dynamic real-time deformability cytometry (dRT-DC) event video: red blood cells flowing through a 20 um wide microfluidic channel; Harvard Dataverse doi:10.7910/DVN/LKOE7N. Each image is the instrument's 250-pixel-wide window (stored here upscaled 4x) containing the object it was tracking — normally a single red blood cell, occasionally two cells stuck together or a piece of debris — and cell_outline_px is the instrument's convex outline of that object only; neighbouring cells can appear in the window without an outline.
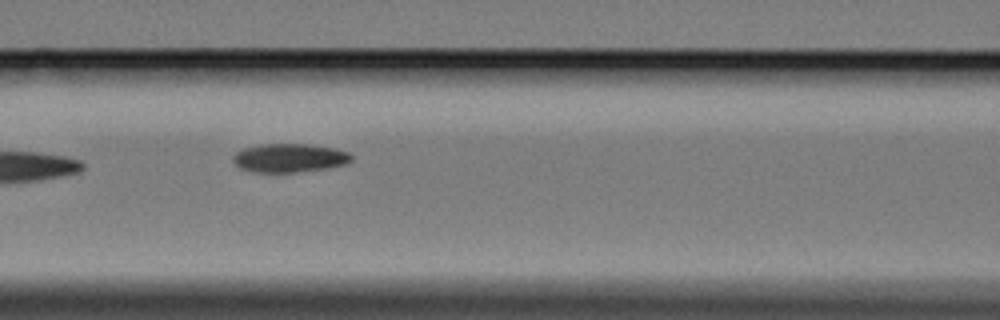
{"species": "Egyptian fruit bat (a non-hibernating species)", "species_latin": "Rousettus aegyptiacus", "temperature_condition": "cold", "stored_images_in_passage": 6, "camera_frame_rate_fps": 3000, "um_per_image_px": 0.085, "animal": {"sex": "female"}, "frame": {"image": 1, "passage_image": 4, "time_ms": 4.333, "image_size_px": [1000, 320], "cell_outline_px": [[352, 160], [348, 164], [328, 168], [296, 172], [252, 172], [240, 168], [232, 160], [232, 156], [236, 152], [244, 148], [260, 144], [308, 144], [336, 148], [348, 152], [352, 156]], "centroid_in_image_um": [24.62, 13.42], "position_along_channel_um": 142.0, "area_um2": 19.94}}
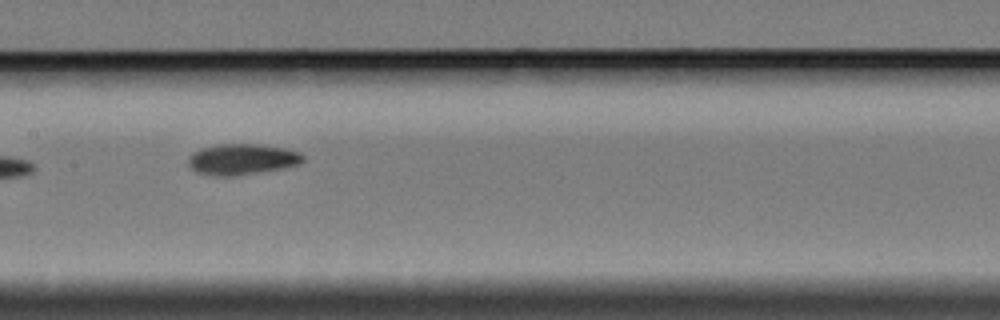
{"frame": {"image": 2, "passage_image": 5, "time_ms": 5.667, "image_size_px": [1000, 320], "cell_outline_px": [[304, 160], [300, 164], [284, 168], [236, 176], [216, 176], [196, 172], [188, 164], [188, 156], [192, 152], [200, 148], [216, 144], [260, 144], [284, 148], [300, 152], [304, 156]], "centroid_in_image_um": [20.56, 13.53], "position_along_channel_um": 186.8, "area_um2": 20.92}}
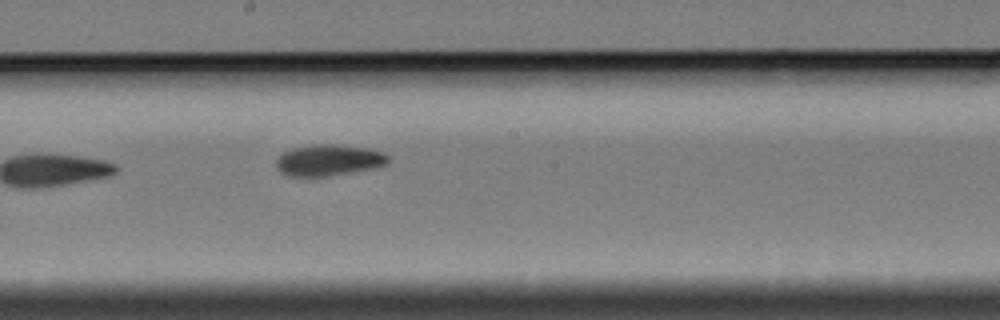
{"frame": {"image": 3, "passage_image": 6, "time_ms": 6.667, "image_size_px": [1000, 320], "cell_outline_px": [[388, 164], [372, 168], [328, 176], [292, 176], [280, 172], [276, 168], [276, 156], [292, 148], [312, 144], [336, 144], [368, 148], [384, 152], [388, 156]], "centroid_in_image_um": [27.91, 13.6], "position_along_channel_um": 220.3, "area_um2": 20.46}}